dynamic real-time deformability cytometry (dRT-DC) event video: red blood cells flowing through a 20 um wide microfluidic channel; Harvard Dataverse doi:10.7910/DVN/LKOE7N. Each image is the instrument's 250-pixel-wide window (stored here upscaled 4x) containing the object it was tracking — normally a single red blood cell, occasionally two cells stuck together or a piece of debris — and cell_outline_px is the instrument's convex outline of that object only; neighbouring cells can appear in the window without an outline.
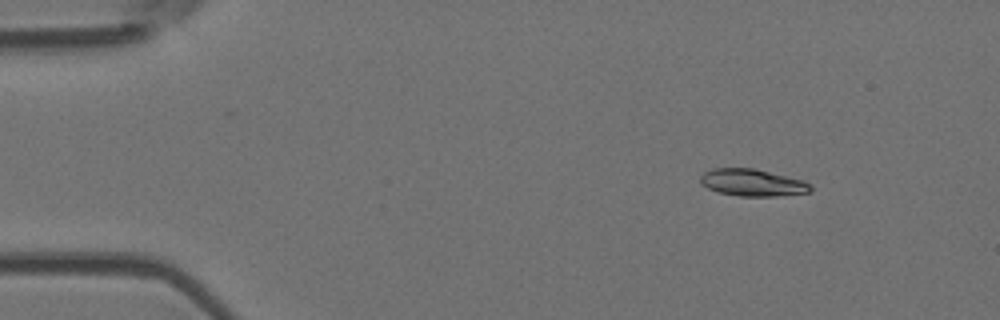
{"species": "Egyptian fruit bat (a non-hibernating species)", "species_latin": "Rousettus aegyptiacus", "temperature_condition": "room temperature", "stored_images_in_passage": 10, "camera_frame_rate_fps": 3000, "um_per_image_px": 0.085, "animal": {"sex": "female"}, "frame": {"image": 1, "passage_image": 2, "time_ms": 1.0, "image_size_px": [1000, 320], "cell_outline_px": [[812, 192], [776, 196], [740, 196], [720, 192], [708, 188], [700, 184], [700, 176], [704, 172], [712, 168], [752, 168], [804, 180], [812, 184]], "centroid_in_image_um": [63.98, 15.52], "position_along_channel_um": 21.0, "area_um2": 17.4}}
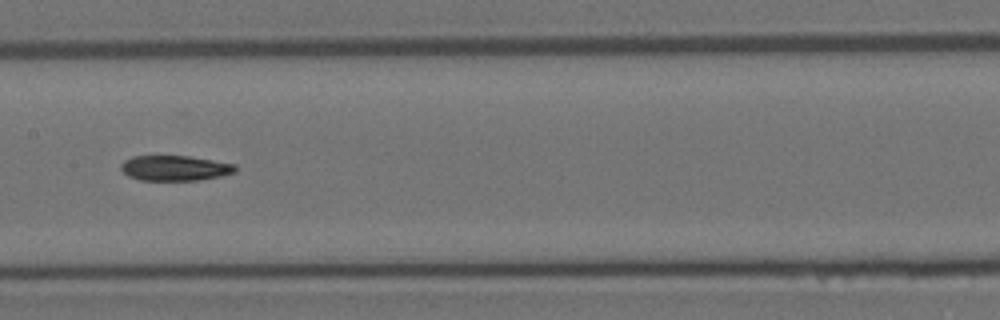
{"frame": {"image": 2, "passage_image": 7, "time_ms": 7.667, "image_size_px": [1000, 320], "cell_outline_px": [[236, 172], [220, 176], [200, 180], [140, 180], [128, 176], [120, 168], [120, 164], [124, 160], [132, 156], [188, 156], [236, 164]], "centroid_in_image_um": [14.85, 14.29], "position_along_channel_um": 192.5, "area_um2": 16.82}}
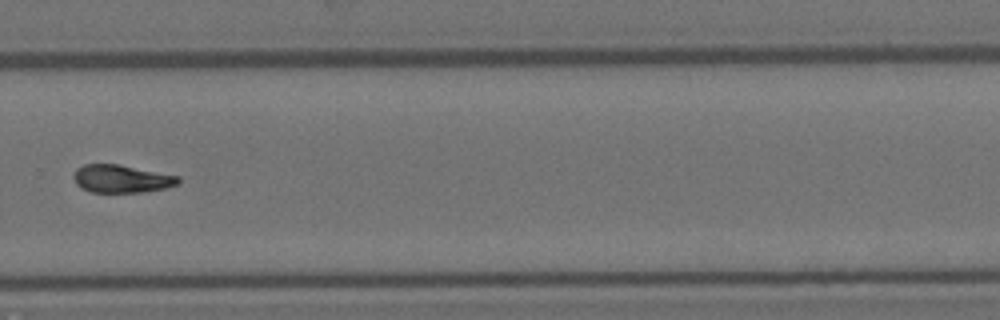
{"frame": {"image": 3, "passage_image": 10, "time_ms": 11.0, "image_size_px": [1000, 320], "cell_outline_px": [[180, 184], [164, 188], [144, 192], [92, 192], [80, 188], [76, 184], [72, 176], [76, 168], [84, 164], [120, 164], [180, 176]], "centroid_in_image_um": [10.32, 15.19], "position_along_channel_um": 319.5, "area_um2": 17.22}}